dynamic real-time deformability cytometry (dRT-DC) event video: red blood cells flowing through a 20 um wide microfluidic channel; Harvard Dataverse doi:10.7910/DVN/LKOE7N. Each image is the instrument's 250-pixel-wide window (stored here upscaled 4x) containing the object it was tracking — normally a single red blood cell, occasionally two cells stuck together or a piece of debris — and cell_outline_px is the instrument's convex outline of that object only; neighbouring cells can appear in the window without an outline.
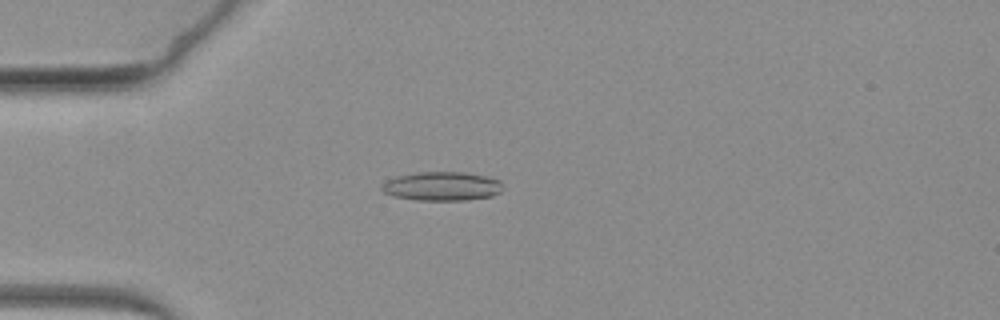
{"species": "common noctule bat (a hibernating species)", "species_latin": "Nyctalus noctula", "temperature_condition": "warm", "stored_images_in_passage": 65, "camera_frame_rate_fps": 3000, "um_per_image_px": 0.085, "animal": {"sex": "female", "body_mass_g": 19.3, "forearm_length_mm": 54.1}, "frame": {"image": 1, "passage_image": 19, "time_ms": 6.0, "image_size_px": [1000, 320], "cell_outline_px": [[504, 188], [500, 192], [492, 196], [468, 200], [416, 200], [392, 196], [384, 192], [380, 188], [380, 184], [396, 176], [416, 172], [464, 172], [484, 176], [500, 180]], "centroid_in_image_um": [37.55, 15.83], "position_along_channel_um": 47.4, "area_um2": 20.58}}
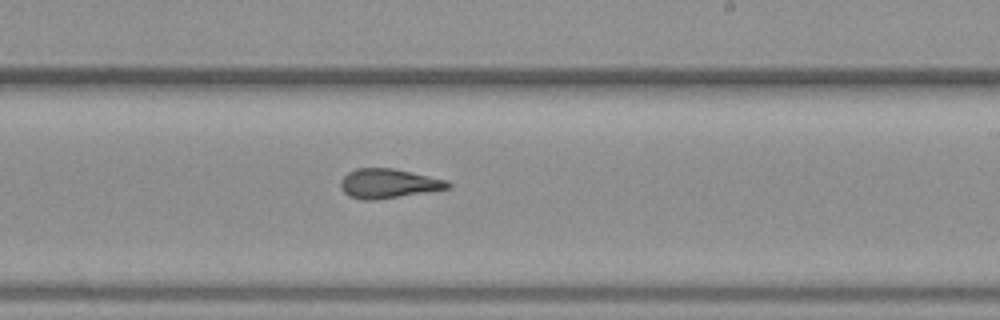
{"frame": {"image": 2, "passage_image": 40, "time_ms": 13.0, "image_size_px": [1000, 320], "cell_outline_px": [[452, 188], [376, 200], [360, 200], [348, 196], [340, 188], [340, 180], [348, 172], [356, 168], [392, 168], [448, 180], [452, 184]], "centroid_in_image_um": [33.01, 15.61], "position_along_channel_um": 256.0, "area_um2": 18.55}}
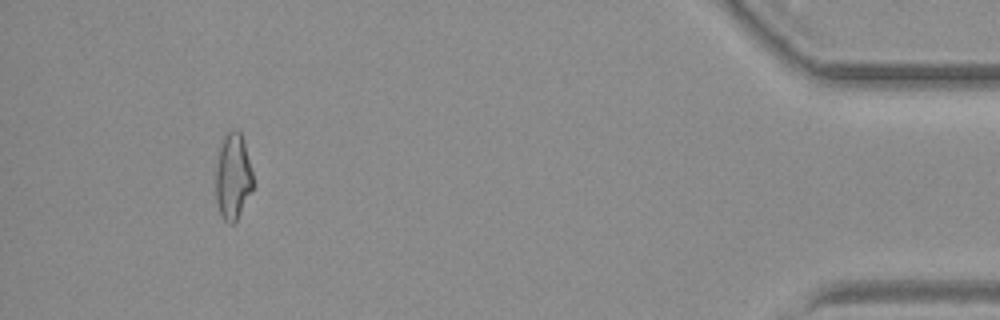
{"frame": {"image": 3, "passage_image": 61, "time_ms": 20.0, "image_size_px": [1000, 320], "cell_outline_px": [[252, 188], [236, 220], [232, 224], [228, 224], [224, 220], [220, 212], [216, 200], [216, 160], [220, 144], [228, 128], [236, 128], [240, 132], [244, 140], [252, 172]], "centroid_in_image_um": [19.77, 14.92], "position_along_channel_um": 415.4, "area_um2": 18.73}}